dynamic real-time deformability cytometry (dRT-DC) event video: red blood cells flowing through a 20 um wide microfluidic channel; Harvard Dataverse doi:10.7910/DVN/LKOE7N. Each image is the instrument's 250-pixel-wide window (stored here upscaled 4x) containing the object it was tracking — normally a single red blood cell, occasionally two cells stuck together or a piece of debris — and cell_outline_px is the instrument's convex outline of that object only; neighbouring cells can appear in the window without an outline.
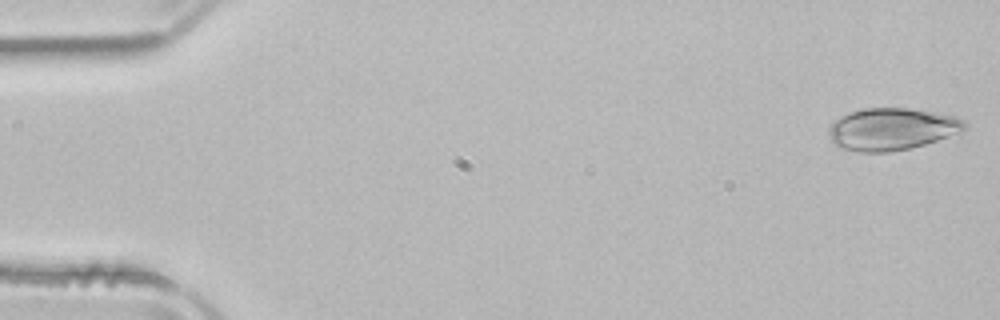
{"species": "common noctule bat (a hibernating species)", "species_latin": "Nyctalus noctula", "temperature_condition": "room temperature", "stored_images_in_passage": 49, "camera_frame_rate_fps": 3000, "um_per_image_px": 0.085, "animal": {"sex": "male", "body_mass_g": 21.5, "forearm_length_mm": 52.0}, "frame": {"image": 1, "passage_image": 1, "time_ms": 0.0, "image_size_px": [1000, 320], "cell_outline_px": [[968, 128], [964, 132], [912, 148], [888, 152], [860, 152], [840, 148], [832, 144], [828, 132], [828, 128], [836, 120], [852, 112], [868, 108], [908, 108], [932, 112], [952, 116], [964, 120], [968, 124]], "centroid_in_image_um": [75.84, 10.99], "position_along_channel_um": 9.2, "area_um2": 33.41}}